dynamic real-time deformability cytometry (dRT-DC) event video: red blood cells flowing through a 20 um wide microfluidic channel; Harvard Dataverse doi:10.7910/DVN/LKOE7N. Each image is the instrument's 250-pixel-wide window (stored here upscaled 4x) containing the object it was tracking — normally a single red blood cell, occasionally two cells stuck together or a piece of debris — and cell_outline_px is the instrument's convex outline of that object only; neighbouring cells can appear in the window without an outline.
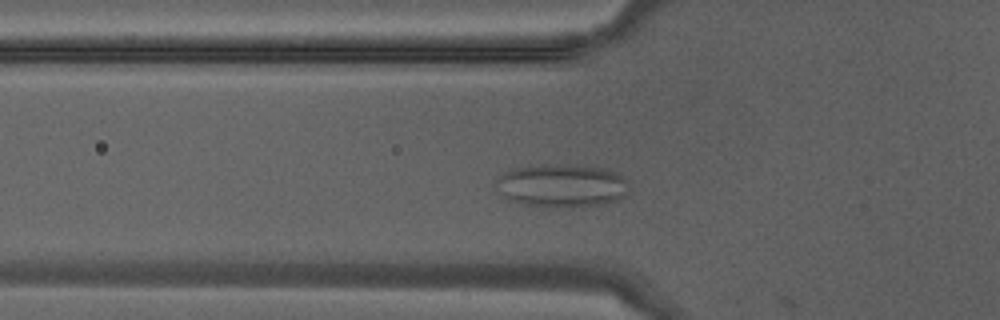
{"species": "Egyptian fruit bat (a non-hibernating species)", "species_latin": "Rousettus aegyptiacus", "temperature_condition": "warm", "stored_images_in_passage": 11, "camera_frame_rate_fps": 3000, "um_per_image_px": 0.085, "animal": {"sex": "male"}, "frame": {"image": 1, "passage_image": 10, "time_ms": 3.0, "image_size_px": [1000, 320], "cell_outline_px": [[628, 196], [604, 204], [576, 208], [556, 208], [524, 204], [512, 200], [496, 192], [492, 184], [500, 176], [516, 168], [608, 168], [616, 172], [628, 180]], "centroid_in_image_um": [47.8, 15.87], "position_along_channel_um": 78.0, "area_um2": 32.6}}